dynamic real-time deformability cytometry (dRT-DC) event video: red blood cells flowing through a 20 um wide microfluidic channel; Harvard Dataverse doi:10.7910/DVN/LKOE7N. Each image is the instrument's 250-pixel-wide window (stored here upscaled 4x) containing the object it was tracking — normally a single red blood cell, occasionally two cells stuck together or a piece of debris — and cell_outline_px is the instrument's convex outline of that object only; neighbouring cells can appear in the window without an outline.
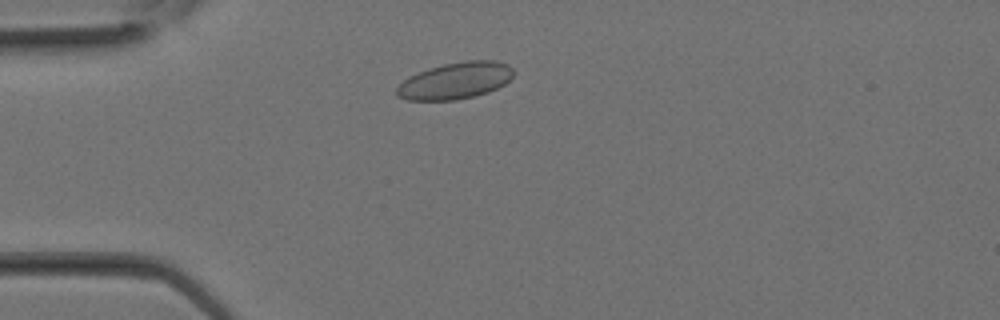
{"species": "Egyptian fruit bat (a non-hibernating species)", "species_latin": "Rousettus aegyptiacus", "temperature_condition": "room temperature", "stored_images_in_passage": 26, "camera_frame_rate_fps": 3000, "um_per_image_px": 0.085, "animal": {"sex": "female"}, "frame": {"image": 1, "passage_image": 4, "time_ms": 1.0, "image_size_px": [1000, 320], "cell_outline_px": [[512, 76], [504, 84], [488, 92], [476, 96], [456, 100], [408, 100], [396, 96], [396, 88], [408, 76], [444, 64], [464, 60], [496, 60], [508, 64], [512, 68]], "centroid_in_image_um": [38.7, 6.86], "position_along_channel_um": 46.3, "area_um2": 24.85}}
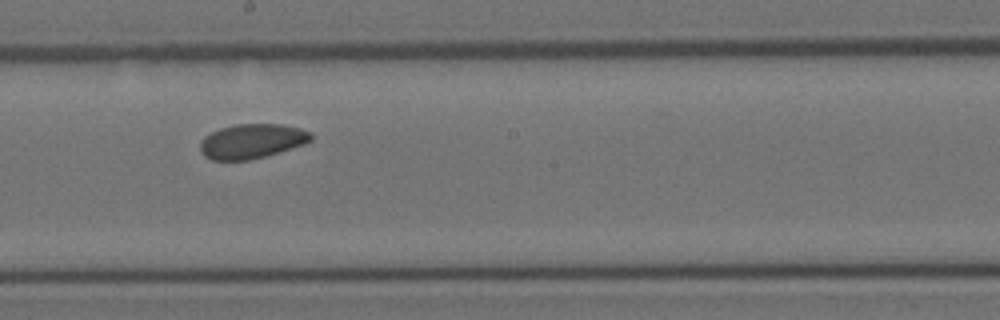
{"frame": {"image": 2, "passage_image": 13, "time_ms": 4.0, "image_size_px": [1000, 320], "cell_outline_px": [[312, 140], [304, 144], [264, 156], [248, 160], [212, 160], [204, 156], [200, 152], [200, 140], [204, 136], [220, 128], [236, 124], [280, 124], [300, 128], [308, 132], [312, 136]], "centroid_in_image_um": [21.36, 12.0], "position_along_channel_um": 226.8, "area_um2": 22.2}}
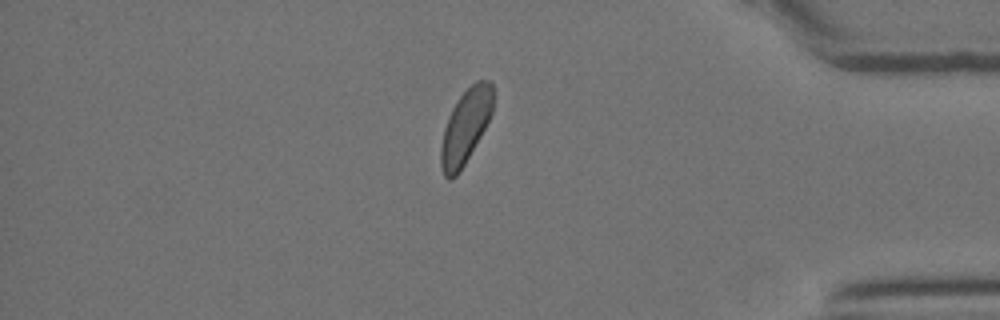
{"frame": {"image": 3, "passage_image": 22, "time_ms": 7.0, "image_size_px": [1000, 320], "cell_outline_px": [[492, 112], [480, 136], [460, 172], [452, 180], [448, 180], [444, 176], [440, 164], [440, 148], [444, 128], [448, 116], [456, 100], [476, 80], [492, 80]], "centroid_in_image_um": [39.54, 10.78], "position_along_channel_um": 395.7, "area_um2": 22.43}}